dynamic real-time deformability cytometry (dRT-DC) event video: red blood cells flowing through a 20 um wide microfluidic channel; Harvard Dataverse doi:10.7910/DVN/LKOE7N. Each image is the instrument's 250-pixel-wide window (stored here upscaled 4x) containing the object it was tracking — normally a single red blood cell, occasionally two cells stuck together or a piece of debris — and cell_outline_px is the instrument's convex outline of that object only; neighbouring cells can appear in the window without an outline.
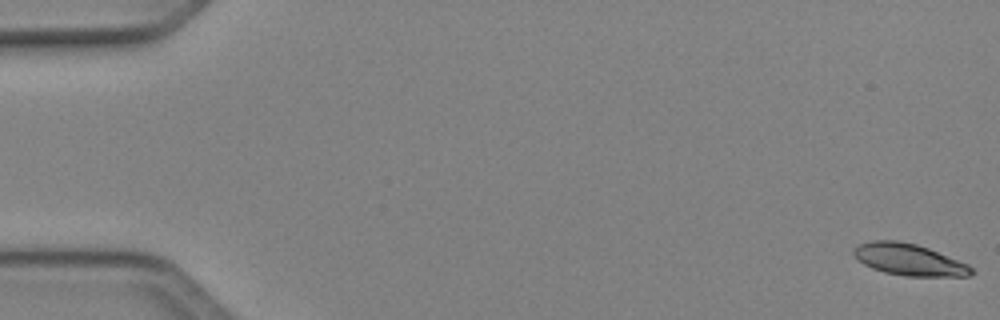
{"species": "Egyptian fruit bat (a non-hibernating species)", "species_latin": "Rousettus aegyptiacus", "temperature_condition": "cold", "stored_images_in_passage": 50, "camera_frame_rate_fps": 3000, "um_per_image_px": 0.085, "animal": {"sex": "female"}, "frame": {"image": 1, "passage_image": 1, "time_ms": 0.0, "image_size_px": [1000, 320], "cell_outline_px": [[976, 272], [972, 276], [908, 276], [884, 272], [872, 268], [864, 264], [852, 252], [852, 248], [860, 244], [872, 240], [896, 240], [916, 244], [928, 248], [968, 264]], "centroid_in_image_um": [77.29, 22.07], "position_along_channel_um": 7.7, "area_um2": 21.62}}
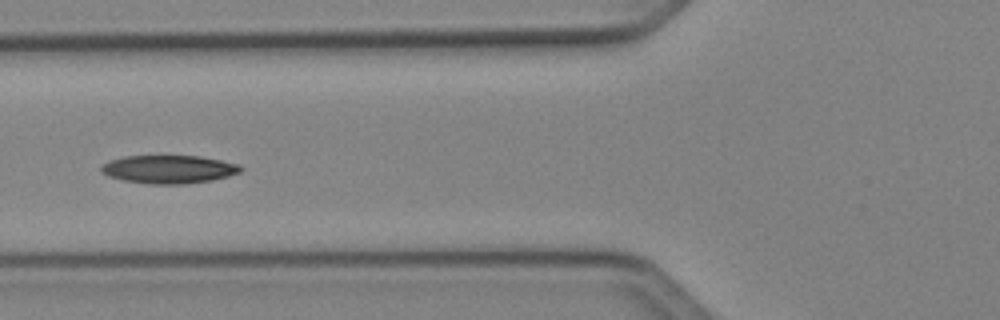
{"frame": {"image": 2, "passage_image": 20, "time_ms": 6.333, "image_size_px": [1000, 320], "cell_outline_px": [[244, 168], [240, 172], [228, 176], [212, 180], [184, 184], [148, 184], [124, 180], [108, 176], [100, 172], [100, 168], [108, 160], [124, 156], [200, 156], [240, 164]], "centroid_in_image_um": [14.35, 14.39], "position_along_channel_um": 111.5, "area_um2": 23.0}}
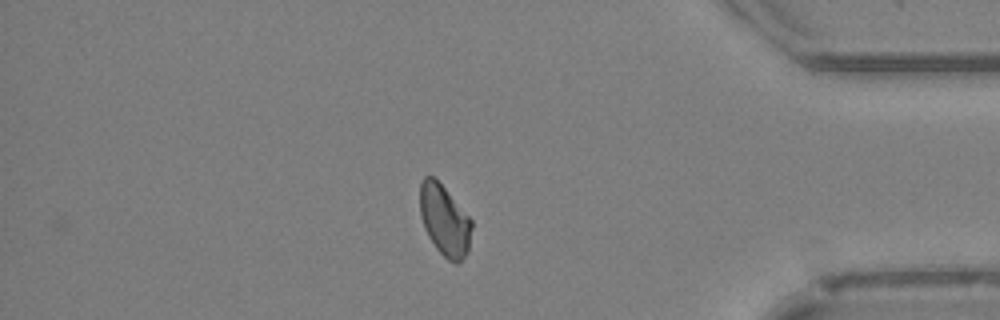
{"frame": {"image": 3, "passage_image": 43, "time_ms": 14.0, "image_size_px": [1000, 320], "cell_outline_px": [[472, 228], [468, 252], [456, 264], [448, 260], [436, 248], [428, 236], [424, 228], [420, 216], [420, 184], [424, 176], [432, 176], [444, 188], [472, 220]], "centroid_in_image_um": [37.78, 18.74], "position_along_channel_um": 397.4, "area_um2": 21.15}, "authors_computed_cell_mechanics": {"area_um2": 22.0218, "velocity_mm_per_s": 4.1139, "shape_relaxation_time_tau1_ms": 7.3693, "shape_relaxation_time_tau2_ms": null, "deformation_change_tau1": 0.154, "deformation_change_tau2": null}}